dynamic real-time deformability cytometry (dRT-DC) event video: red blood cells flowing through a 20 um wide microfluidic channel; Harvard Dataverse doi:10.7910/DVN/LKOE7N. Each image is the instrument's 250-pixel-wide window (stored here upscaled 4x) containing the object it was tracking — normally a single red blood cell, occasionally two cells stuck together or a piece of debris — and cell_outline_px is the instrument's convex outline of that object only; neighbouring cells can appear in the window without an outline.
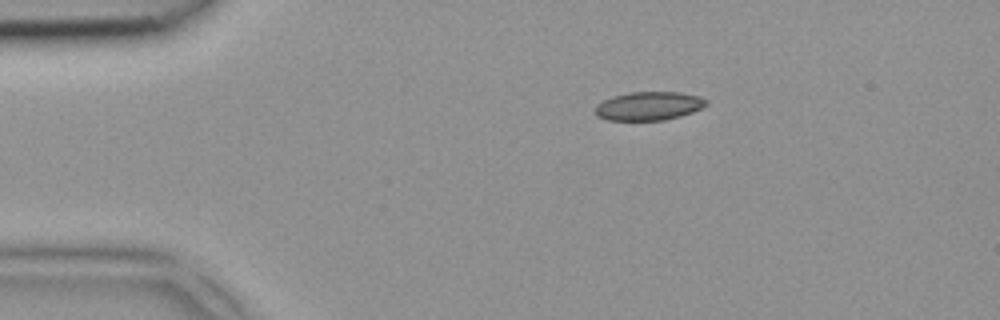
{"species": "common noctule bat (a hibernating species)", "species_latin": "Nyctalus noctula", "temperature_condition": "room temperature", "stored_images_in_passage": 2, "camera_frame_rate_fps": 3000, "um_per_image_px": 0.085, "animal": {"sex": "female", "body_mass_g": 18.4}, "frame": {"image": 1, "passage_image": 1, "time_ms": 0.0, "image_size_px": [1000, 320], "cell_outline_px": [[708, 104], [692, 112], [680, 116], [664, 120], [608, 120], [596, 116], [596, 104], [612, 96], [628, 92], [680, 92], [700, 96], [708, 100]], "centroid_in_image_um": [55.15, 9.0], "position_along_channel_um": 29.8, "area_um2": 18.55}}
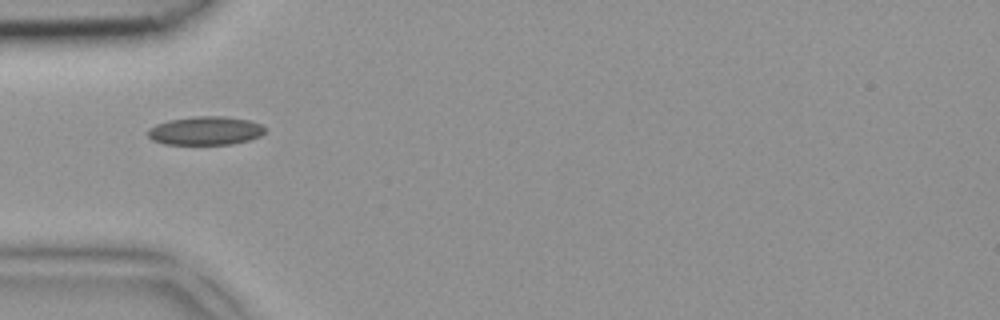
{"frame": {"image": 2, "passage_image": 2, "time_ms": 0.333, "image_size_px": [1000, 320], "cell_outline_px": [[268, 128], [260, 136], [248, 140], [232, 144], [164, 144], [152, 140], [148, 136], [148, 128], [156, 124], [168, 120], [192, 116], [224, 116], [248, 120], [260, 124]], "centroid_in_image_um": [17.45, 11.1], "position_along_channel_um": 67.5, "area_um2": 19.59}}